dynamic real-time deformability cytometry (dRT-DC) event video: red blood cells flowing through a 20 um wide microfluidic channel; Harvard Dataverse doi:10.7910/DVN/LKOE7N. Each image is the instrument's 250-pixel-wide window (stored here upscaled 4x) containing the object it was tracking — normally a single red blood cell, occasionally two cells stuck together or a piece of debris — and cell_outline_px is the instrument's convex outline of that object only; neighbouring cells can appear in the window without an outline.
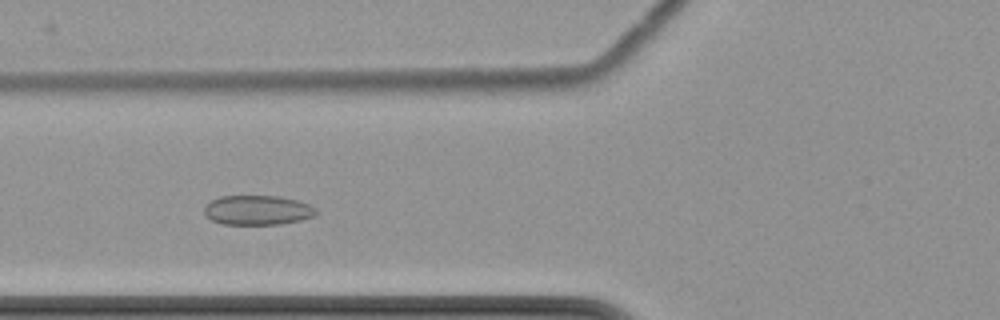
{"species": "common noctule bat (a hibernating species)", "species_latin": "Nyctalus noctula", "temperature_condition": "cold", "stored_images_in_passage": 8, "camera_frame_rate_fps": 3000, "um_per_image_px": 0.085, "animal": {"sex": "female", "body_mass_g": 22.7, "forearm_length_mm": 54.2}, "frame": {"image": 1, "passage_image": 7, "time_ms": 7.333, "image_size_px": [1000, 320], "cell_outline_px": [[316, 216], [300, 220], [280, 224], [224, 224], [212, 220], [204, 212], [204, 208], [212, 200], [220, 196], [276, 196], [300, 200], [316, 208]], "centroid_in_image_um": [21.93, 17.86], "position_along_channel_um": 103.9, "area_um2": 19.19}}
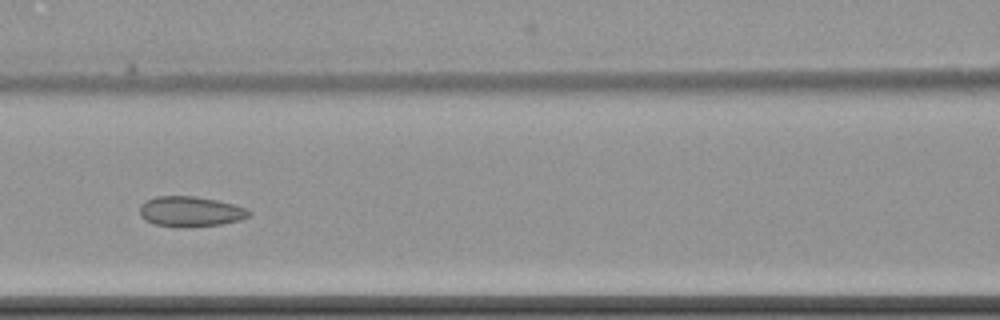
{"frame": {"image": 2, "passage_image": 8, "time_ms": 8.667, "image_size_px": [1000, 320], "cell_outline_px": [[252, 212], [248, 216], [240, 220], [220, 224], [152, 224], [144, 220], [140, 216], [140, 204], [156, 196], [196, 196], [216, 200], [248, 208]], "centroid_in_image_um": [16.19, 17.92], "position_along_channel_um": 150.4, "area_um2": 18.44}}